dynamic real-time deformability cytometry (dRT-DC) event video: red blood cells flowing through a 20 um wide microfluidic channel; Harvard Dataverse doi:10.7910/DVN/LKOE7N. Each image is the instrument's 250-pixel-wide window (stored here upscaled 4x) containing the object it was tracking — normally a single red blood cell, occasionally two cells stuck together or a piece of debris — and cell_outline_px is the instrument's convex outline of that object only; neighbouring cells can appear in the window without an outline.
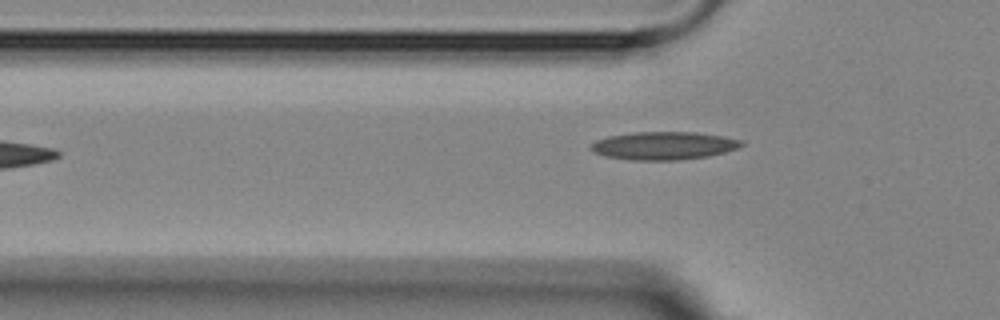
{"species": "Egyptian fruit bat (a non-hibernating species)", "species_latin": "Rousettus aegyptiacus", "temperature_condition": "room temperature", "stored_images_in_passage": 2, "camera_frame_rate_fps": 3000, "um_per_image_px": 0.085, "animal": {"sex": "female"}, "frame": {"image": 1, "passage_image": 2, "time_ms": 1.333, "image_size_px": [1000, 320], "cell_outline_px": [[744, 144], [736, 148], [724, 152], [708, 156], [676, 160], [632, 160], [604, 156], [588, 148], [596, 140], [608, 136], [632, 132], [696, 132], [744, 140]], "centroid_in_image_um": [56.4, 12.38], "position_along_channel_um": 69.4, "area_um2": 24.45}}